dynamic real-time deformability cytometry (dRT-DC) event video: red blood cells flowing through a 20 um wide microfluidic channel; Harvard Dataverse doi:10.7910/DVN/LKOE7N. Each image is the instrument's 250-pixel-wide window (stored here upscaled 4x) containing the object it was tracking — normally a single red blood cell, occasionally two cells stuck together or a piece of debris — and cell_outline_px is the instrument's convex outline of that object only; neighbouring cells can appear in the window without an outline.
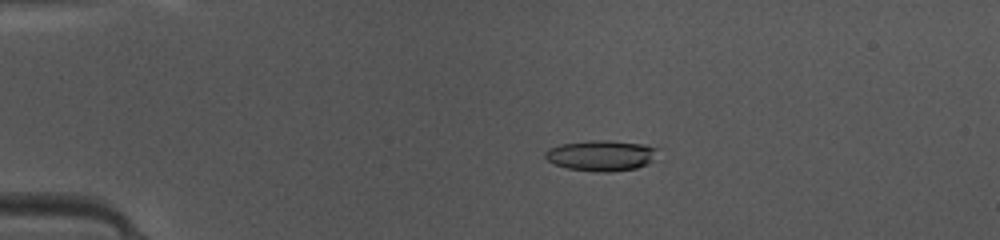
{"species": "common noctule bat (a hibernating species)", "species_latin": "Nyctalus noctula", "temperature_condition": "warm", "stored_images_in_passage": 47, "camera_frame_rate_fps": 3000, "um_per_image_px": 0.085, "animal": {"sex": "female", "body_mass_g": 10.0, "forearm_length_mm": 53.1}, "frame": {"image": 1, "passage_image": 9, "time_ms": 2.667, "image_size_px": [1000, 240], "cell_outline_px": [[660, 148], [652, 160], [648, 164], [636, 168], [608, 172], [604, 172], [568, 168], [556, 164], [548, 160], [544, 156], [544, 152], [548, 148], [560, 144], [592, 140], [608, 140], [644, 144]], "centroid_in_image_um": [51.12, 13.2], "position_along_channel_um": 33.9, "area_um2": 20.06}}
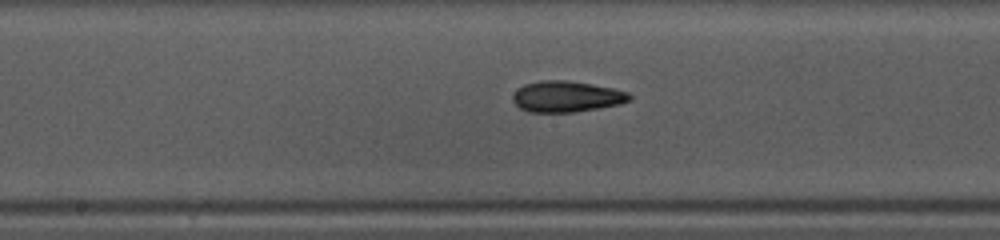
{"frame": {"image": 2, "passage_image": 24, "time_ms": 7.667, "image_size_px": [1000, 240], "cell_outline_px": [[632, 100], [620, 104], [600, 108], [572, 112], [528, 112], [520, 108], [512, 100], [512, 96], [516, 88], [524, 84], [540, 80], [568, 80], [592, 84], [612, 88], [628, 92], [632, 96]], "centroid_in_image_um": [48.14, 8.2], "position_along_channel_um": 200.1, "area_um2": 21.33}}
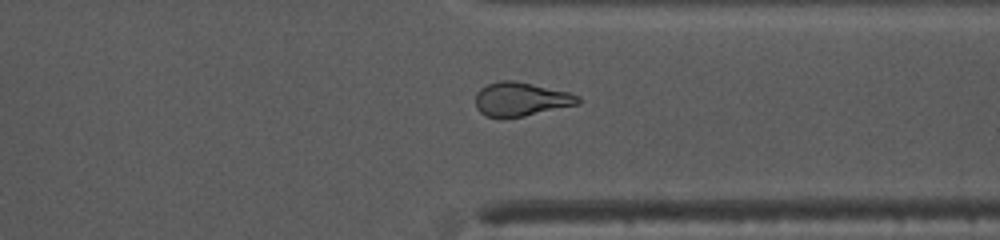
{"frame": {"image": 3, "passage_image": 36, "time_ms": 11.667, "image_size_px": [1000, 240], "cell_outline_px": [[580, 104], [524, 116], [504, 120], [500, 120], [488, 116], [480, 112], [476, 108], [476, 92], [480, 88], [488, 84], [500, 80], [512, 80], [532, 84], [568, 92], [580, 96]], "centroid_in_image_um": [44.25, 8.46], "position_along_channel_um": 367.1, "area_um2": 20.52}, "authors_computed_cell_mechanics": {"area_um2": 20.4034, "velocity_mm_per_s": 4.1912, "shape_relaxation_time_tau1_ms": 3.4444, "shape_relaxation_time_tau2_ms": 2.3415, "deformation_change_tau1": 0.1632, "deformation_change_tau2": 0.1109}}